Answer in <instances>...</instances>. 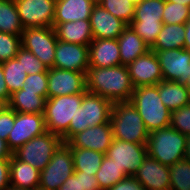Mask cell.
<instances>
[{
  "instance_id": "obj_1",
  "label": "cell",
  "mask_w": 190,
  "mask_h": 190,
  "mask_svg": "<svg viewBox=\"0 0 190 190\" xmlns=\"http://www.w3.org/2000/svg\"><path fill=\"white\" fill-rule=\"evenodd\" d=\"M87 92L114 102L130 101L134 86L127 66L89 67L86 72Z\"/></svg>"
},
{
  "instance_id": "obj_2",
  "label": "cell",
  "mask_w": 190,
  "mask_h": 190,
  "mask_svg": "<svg viewBox=\"0 0 190 190\" xmlns=\"http://www.w3.org/2000/svg\"><path fill=\"white\" fill-rule=\"evenodd\" d=\"M130 102L149 133L170 126L171 111L161 101L157 85L134 88Z\"/></svg>"
},
{
  "instance_id": "obj_3",
  "label": "cell",
  "mask_w": 190,
  "mask_h": 190,
  "mask_svg": "<svg viewBox=\"0 0 190 190\" xmlns=\"http://www.w3.org/2000/svg\"><path fill=\"white\" fill-rule=\"evenodd\" d=\"M110 123L114 139L147 144L149 132L140 114L130 101L113 103Z\"/></svg>"
},
{
  "instance_id": "obj_4",
  "label": "cell",
  "mask_w": 190,
  "mask_h": 190,
  "mask_svg": "<svg viewBox=\"0 0 190 190\" xmlns=\"http://www.w3.org/2000/svg\"><path fill=\"white\" fill-rule=\"evenodd\" d=\"M112 105L113 103L104 97L86 92L68 131L61 137L63 143H67L75 134L89 127L109 123Z\"/></svg>"
},
{
  "instance_id": "obj_5",
  "label": "cell",
  "mask_w": 190,
  "mask_h": 190,
  "mask_svg": "<svg viewBox=\"0 0 190 190\" xmlns=\"http://www.w3.org/2000/svg\"><path fill=\"white\" fill-rule=\"evenodd\" d=\"M187 136L171 126L149 133L148 155L165 166H172L185 158Z\"/></svg>"
},
{
  "instance_id": "obj_6",
  "label": "cell",
  "mask_w": 190,
  "mask_h": 190,
  "mask_svg": "<svg viewBox=\"0 0 190 190\" xmlns=\"http://www.w3.org/2000/svg\"><path fill=\"white\" fill-rule=\"evenodd\" d=\"M85 93L47 98L44 110L46 130L62 137L74 120Z\"/></svg>"
},
{
  "instance_id": "obj_7",
  "label": "cell",
  "mask_w": 190,
  "mask_h": 190,
  "mask_svg": "<svg viewBox=\"0 0 190 190\" xmlns=\"http://www.w3.org/2000/svg\"><path fill=\"white\" fill-rule=\"evenodd\" d=\"M164 6L165 0H143L135 6V15L129 25L149 48L154 45L163 27Z\"/></svg>"
},
{
  "instance_id": "obj_8",
  "label": "cell",
  "mask_w": 190,
  "mask_h": 190,
  "mask_svg": "<svg viewBox=\"0 0 190 190\" xmlns=\"http://www.w3.org/2000/svg\"><path fill=\"white\" fill-rule=\"evenodd\" d=\"M63 143L61 137L46 131L26 142L13 155L41 171L51 160L55 151Z\"/></svg>"
},
{
  "instance_id": "obj_9",
  "label": "cell",
  "mask_w": 190,
  "mask_h": 190,
  "mask_svg": "<svg viewBox=\"0 0 190 190\" xmlns=\"http://www.w3.org/2000/svg\"><path fill=\"white\" fill-rule=\"evenodd\" d=\"M74 171L71 147L67 143H62L46 167L40 171L38 189L58 190Z\"/></svg>"
},
{
  "instance_id": "obj_10",
  "label": "cell",
  "mask_w": 190,
  "mask_h": 190,
  "mask_svg": "<svg viewBox=\"0 0 190 190\" xmlns=\"http://www.w3.org/2000/svg\"><path fill=\"white\" fill-rule=\"evenodd\" d=\"M57 40L53 27L26 28L21 35L22 47L35 55L47 69L53 68Z\"/></svg>"
},
{
  "instance_id": "obj_11",
  "label": "cell",
  "mask_w": 190,
  "mask_h": 190,
  "mask_svg": "<svg viewBox=\"0 0 190 190\" xmlns=\"http://www.w3.org/2000/svg\"><path fill=\"white\" fill-rule=\"evenodd\" d=\"M148 155L147 144L113 139L105 156L112 158L127 176H133Z\"/></svg>"
},
{
  "instance_id": "obj_12",
  "label": "cell",
  "mask_w": 190,
  "mask_h": 190,
  "mask_svg": "<svg viewBox=\"0 0 190 190\" xmlns=\"http://www.w3.org/2000/svg\"><path fill=\"white\" fill-rule=\"evenodd\" d=\"M15 4L24 29L53 27L56 0H17Z\"/></svg>"
},
{
  "instance_id": "obj_13",
  "label": "cell",
  "mask_w": 190,
  "mask_h": 190,
  "mask_svg": "<svg viewBox=\"0 0 190 190\" xmlns=\"http://www.w3.org/2000/svg\"><path fill=\"white\" fill-rule=\"evenodd\" d=\"M46 131L43 114L21 113L15 111L14 127L7 139L8 147L13 153L32 138Z\"/></svg>"
},
{
  "instance_id": "obj_14",
  "label": "cell",
  "mask_w": 190,
  "mask_h": 190,
  "mask_svg": "<svg viewBox=\"0 0 190 190\" xmlns=\"http://www.w3.org/2000/svg\"><path fill=\"white\" fill-rule=\"evenodd\" d=\"M86 72L48 69L47 98L86 93Z\"/></svg>"
},
{
  "instance_id": "obj_15",
  "label": "cell",
  "mask_w": 190,
  "mask_h": 190,
  "mask_svg": "<svg viewBox=\"0 0 190 190\" xmlns=\"http://www.w3.org/2000/svg\"><path fill=\"white\" fill-rule=\"evenodd\" d=\"M163 80L184 83L190 77V51L185 48L154 51Z\"/></svg>"
},
{
  "instance_id": "obj_16",
  "label": "cell",
  "mask_w": 190,
  "mask_h": 190,
  "mask_svg": "<svg viewBox=\"0 0 190 190\" xmlns=\"http://www.w3.org/2000/svg\"><path fill=\"white\" fill-rule=\"evenodd\" d=\"M53 67L75 72H87L89 68V47L58 39Z\"/></svg>"
},
{
  "instance_id": "obj_17",
  "label": "cell",
  "mask_w": 190,
  "mask_h": 190,
  "mask_svg": "<svg viewBox=\"0 0 190 190\" xmlns=\"http://www.w3.org/2000/svg\"><path fill=\"white\" fill-rule=\"evenodd\" d=\"M130 80L134 88L139 86L157 85L163 80L161 67L156 53L151 49L136 58L128 66Z\"/></svg>"
},
{
  "instance_id": "obj_18",
  "label": "cell",
  "mask_w": 190,
  "mask_h": 190,
  "mask_svg": "<svg viewBox=\"0 0 190 190\" xmlns=\"http://www.w3.org/2000/svg\"><path fill=\"white\" fill-rule=\"evenodd\" d=\"M111 123L95 125L75 134L67 144L70 147L91 149L96 152L106 153L113 141Z\"/></svg>"
},
{
  "instance_id": "obj_19",
  "label": "cell",
  "mask_w": 190,
  "mask_h": 190,
  "mask_svg": "<svg viewBox=\"0 0 190 190\" xmlns=\"http://www.w3.org/2000/svg\"><path fill=\"white\" fill-rule=\"evenodd\" d=\"M133 177L146 190H170L169 166L161 164L149 155L146 156Z\"/></svg>"
},
{
  "instance_id": "obj_20",
  "label": "cell",
  "mask_w": 190,
  "mask_h": 190,
  "mask_svg": "<svg viewBox=\"0 0 190 190\" xmlns=\"http://www.w3.org/2000/svg\"><path fill=\"white\" fill-rule=\"evenodd\" d=\"M93 39H117L128 26L124 21L113 16L99 4H95L90 15Z\"/></svg>"
},
{
  "instance_id": "obj_21",
  "label": "cell",
  "mask_w": 190,
  "mask_h": 190,
  "mask_svg": "<svg viewBox=\"0 0 190 190\" xmlns=\"http://www.w3.org/2000/svg\"><path fill=\"white\" fill-rule=\"evenodd\" d=\"M121 65L117 39H93L89 45V67H114Z\"/></svg>"
},
{
  "instance_id": "obj_22",
  "label": "cell",
  "mask_w": 190,
  "mask_h": 190,
  "mask_svg": "<svg viewBox=\"0 0 190 190\" xmlns=\"http://www.w3.org/2000/svg\"><path fill=\"white\" fill-rule=\"evenodd\" d=\"M94 5L90 0H56L54 24L90 20Z\"/></svg>"
},
{
  "instance_id": "obj_23",
  "label": "cell",
  "mask_w": 190,
  "mask_h": 190,
  "mask_svg": "<svg viewBox=\"0 0 190 190\" xmlns=\"http://www.w3.org/2000/svg\"><path fill=\"white\" fill-rule=\"evenodd\" d=\"M57 39L89 47L93 41L90 20H78L61 24H53Z\"/></svg>"
},
{
  "instance_id": "obj_24",
  "label": "cell",
  "mask_w": 190,
  "mask_h": 190,
  "mask_svg": "<svg viewBox=\"0 0 190 190\" xmlns=\"http://www.w3.org/2000/svg\"><path fill=\"white\" fill-rule=\"evenodd\" d=\"M40 182V171L17 159L10 158V185L21 189L37 190Z\"/></svg>"
},
{
  "instance_id": "obj_25",
  "label": "cell",
  "mask_w": 190,
  "mask_h": 190,
  "mask_svg": "<svg viewBox=\"0 0 190 190\" xmlns=\"http://www.w3.org/2000/svg\"><path fill=\"white\" fill-rule=\"evenodd\" d=\"M117 41L120 49L121 65L123 66H128L136 58L150 50L130 25L119 35Z\"/></svg>"
},
{
  "instance_id": "obj_26",
  "label": "cell",
  "mask_w": 190,
  "mask_h": 190,
  "mask_svg": "<svg viewBox=\"0 0 190 190\" xmlns=\"http://www.w3.org/2000/svg\"><path fill=\"white\" fill-rule=\"evenodd\" d=\"M157 86L161 101L171 112L190 104L189 92L184 83L162 80Z\"/></svg>"
},
{
  "instance_id": "obj_27",
  "label": "cell",
  "mask_w": 190,
  "mask_h": 190,
  "mask_svg": "<svg viewBox=\"0 0 190 190\" xmlns=\"http://www.w3.org/2000/svg\"><path fill=\"white\" fill-rule=\"evenodd\" d=\"M47 98L23 89L11 94L7 105L16 112L43 114Z\"/></svg>"
},
{
  "instance_id": "obj_28",
  "label": "cell",
  "mask_w": 190,
  "mask_h": 190,
  "mask_svg": "<svg viewBox=\"0 0 190 190\" xmlns=\"http://www.w3.org/2000/svg\"><path fill=\"white\" fill-rule=\"evenodd\" d=\"M185 24H163L152 51L184 48Z\"/></svg>"
},
{
  "instance_id": "obj_29",
  "label": "cell",
  "mask_w": 190,
  "mask_h": 190,
  "mask_svg": "<svg viewBox=\"0 0 190 190\" xmlns=\"http://www.w3.org/2000/svg\"><path fill=\"white\" fill-rule=\"evenodd\" d=\"M71 151L74 170L96 176L105 154L80 147H71Z\"/></svg>"
},
{
  "instance_id": "obj_30",
  "label": "cell",
  "mask_w": 190,
  "mask_h": 190,
  "mask_svg": "<svg viewBox=\"0 0 190 190\" xmlns=\"http://www.w3.org/2000/svg\"><path fill=\"white\" fill-rule=\"evenodd\" d=\"M23 30L15 1L0 0V32L21 36Z\"/></svg>"
},
{
  "instance_id": "obj_31",
  "label": "cell",
  "mask_w": 190,
  "mask_h": 190,
  "mask_svg": "<svg viewBox=\"0 0 190 190\" xmlns=\"http://www.w3.org/2000/svg\"><path fill=\"white\" fill-rule=\"evenodd\" d=\"M128 177L112 158L104 156L100 168L96 173L100 190H108L114 184Z\"/></svg>"
},
{
  "instance_id": "obj_32",
  "label": "cell",
  "mask_w": 190,
  "mask_h": 190,
  "mask_svg": "<svg viewBox=\"0 0 190 190\" xmlns=\"http://www.w3.org/2000/svg\"><path fill=\"white\" fill-rule=\"evenodd\" d=\"M2 69L4 72V80L9 91V94H13L15 91L21 90L27 77L26 71L22 67L16 58L9 59L2 62Z\"/></svg>"
},
{
  "instance_id": "obj_33",
  "label": "cell",
  "mask_w": 190,
  "mask_h": 190,
  "mask_svg": "<svg viewBox=\"0 0 190 190\" xmlns=\"http://www.w3.org/2000/svg\"><path fill=\"white\" fill-rule=\"evenodd\" d=\"M170 190H190V161L182 159L169 167Z\"/></svg>"
},
{
  "instance_id": "obj_34",
  "label": "cell",
  "mask_w": 190,
  "mask_h": 190,
  "mask_svg": "<svg viewBox=\"0 0 190 190\" xmlns=\"http://www.w3.org/2000/svg\"><path fill=\"white\" fill-rule=\"evenodd\" d=\"M100 6L129 25L135 15V5L130 0H100Z\"/></svg>"
},
{
  "instance_id": "obj_35",
  "label": "cell",
  "mask_w": 190,
  "mask_h": 190,
  "mask_svg": "<svg viewBox=\"0 0 190 190\" xmlns=\"http://www.w3.org/2000/svg\"><path fill=\"white\" fill-rule=\"evenodd\" d=\"M190 19V7L165 1L163 24H185Z\"/></svg>"
},
{
  "instance_id": "obj_36",
  "label": "cell",
  "mask_w": 190,
  "mask_h": 190,
  "mask_svg": "<svg viewBox=\"0 0 190 190\" xmlns=\"http://www.w3.org/2000/svg\"><path fill=\"white\" fill-rule=\"evenodd\" d=\"M21 47V36L0 32V63L15 58Z\"/></svg>"
},
{
  "instance_id": "obj_37",
  "label": "cell",
  "mask_w": 190,
  "mask_h": 190,
  "mask_svg": "<svg viewBox=\"0 0 190 190\" xmlns=\"http://www.w3.org/2000/svg\"><path fill=\"white\" fill-rule=\"evenodd\" d=\"M15 58L22 63V67L27 74L48 72L47 67L30 51L21 47Z\"/></svg>"
},
{
  "instance_id": "obj_38",
  "label": "cell",
  "mask_w": 190,
  "mask_h": 190,
  "mask_svg": "<svg viewBox=\"0 0 190 190\" xmlns=\"http://www.w3.org/2000/svg\"><path fill=\"white\" fill-rule=\"evenodd\" d=\"M170 126L183 135H190V104L171 112Z\"/></svg>"
},
{
  "instance_id": "obj_39",
  "label": "cell",
  "mask_w": 190,
  "mask_h": 190,
  "mask_svg": "<svg viewBox=\"0 0 190 190\" xmlns=\"http://www.w3.org/2000/svg\"><path fill=\"white\" fill-rule=\"evenodd\" d=\"M48 72L28 74L25 78L23 90L37 92V95L47 98Z\"/></svg>"
},
{
  "instance_id": "obj_40",
  "label": "cell",
  "mask_w": 190,
  "mask_h": 190,
  "mask_svg": "<svg viewBox=\"0 0 190 190\" xmlns=\"http://www.w3.org/2000/svg\"><path fill=\"white\" fill-rule=\"evenodd\" d=\"M15 111L7 104L0 110V138L7 141L9 133L14 127Z\"/></svg>"
},
{
  "instance_id": "obj_41",
  "label": "cell",
  "mask_w": 190,
  "mask_h": 190,
  "mask_svg": "<svg viewBox=\"0 0 190 190\" xmlns=\"http://www.w3.org/2000/svg\"><path fill=\"white\" fill-rule=\"evenodd\" d=\"M80 177L81 190H100L98 180L95 175L86 172L74 171Z\"/></svg>"
},
{
  "instance_id": "obj_42",
  "label": "cell",
  "mask_w": 190,
  "mask_h": 190,
  "mask_svg": "<svg viewBox=\"0 0 190 190\" xmlns=\"http://www.w3.org/2000/svg\"><path fill=\"white\" fill-rule=\"evenodd\" d=\"M108 190H146L133 176H128L117 182Z\"/></svg>"
},
{
  "instance_id": "obj_43",
  "label": "cell",
  "mask_w": 190,
  "mask_h": 190,
  "mask_svg": "<svg viewBox=\"0 0 190 190\" xmlns=\"http://www.w3.org/2000/svg\"><path fill=\"white\" fill-rule=\"evenodd\" d=\"M10 186V159H0V190Z\"/></svg>"
},
{
  "instance_id": "obj_44",
  "label": "cell",
  "mask_w": 190,
  "mask_h": 190,
  "mask_svg": "<svg viewBox=\"0 0 190 190\" xmlns=\"http://www.w3.org/2000/svg\"><path fill=\"white\" fill-rule=\"evenodd\" d=\"M58 190H81L80 177L74 173L62 183Z\"/></svg>"
},
{
  "instance_id": "obj_45",
  "label": "cell",
  "mask_w": 190,
  "mask_h": 190,
  "mask_svg": "<svg viewBox=\"0 0 190 190\" xmlns=\"http://www.w3.org/2000/svg\"><path fill=\"white\" fill-rule=\"evenodd\" d=\"M11 95L7 89L5 80H4V72L2 69V63H0V99L3 100L6 104L10 101Z\"/></svg>"
},
{
  "instance_id": "obj_46",
  "label": "cell",
  "mask_w": 190,
  "mask_h": 190,
  "mask_svg": "<svg viewBox=\"0 0 190 190\" xmlns=\"http://www.w3.org/2000/svg\"><path fill=\"white\" fill-rule=\"evenodd\" d=\"M13 153L9 149L7 141L0 138V159H10Z\"/></svg>"
},
{
  "instance_id": "obj_47",
  "label": "cell",
  "mask_w": 190,
  "mask_h": 190,
  "mask_svg": "<svg viewBox=\"0 0 190 190\" xmlns=\"http://www.w3.org/2000/svg\"><path fill=\"white\" fill-rule=\"evenodd\" d=\"M184 48L190 51V19L185 23Z\"/></svg>"
},
{
  "instance_id": "obj_48",
  "label": "cell",
  "mask_w": 190,
  "mask_h": 190,
  "mask_svg": "<svg viewBox=\"0 0 190 190\" xmlns=\"http://www.w3.org/2000/svg\"><path fill=\"white\" fill-rule=\"evenodd\" d=\"M185 159L190 161V135L187 136L186 140Z\"/></svg>"
},
{
  "instance_id": "obj_49",
  "label": "cell",
  "mask_w": 190,
  "mask_h": 190,
  "mask_svg": "<svg viewBox=\"0 0 190 190\" xmlns=\"http://www.w3.org/2000/svg\"><path fill=\"white\" fill-rule=\"evenodd\" d=\"M165 1H168V2H173V3H178L179 5L183 4L185 6H188L190 7V0H165Z\"/></svg>"
},
{
  "instance_id": "obj_50",
  "label": "cell",
  "mask_w": 190,
  "mask_h": 190,
  "mask_svg": "<svg viewBox=\"0 0 190 190\" xmlns=\"http://www.w3.org/2000/svg\"><path fill=\"white\" fill-rule=\"evenodd\" d=\"M184 84L189 92V97H190V77L184 82Z\"/></svg>"
},
{
  "instance_id": "obj_51",
  "label": "cell",
  "mask_w": 190,
  "mask_h": 190,
  "mask_svg": "<svg viewBox=\"0 0 190 190\" xmlns=\"http://www.w3.org/2000/svg\"><path fill=\"white\" fill-rule=\"evenodd\" d=\"M6 190H32V189H21V188H16L10 185Z\"/></svg>"
},
{
  "instance_id": "obj_52",
  "label": "cell",
  "mask_w": 190,
  "mask_h": 190,
  "mask_svg": "<svg viewBox=\"0 0 190 190\" xmlns=\"http://www.w3.org/2000/svg\"><path fill=\"white\" fill-rule=\"evenodd\" d=\"M143 0H130L131 3H133L135 6H137L139 3H141Z\"/></svg>"
},
{
  "instance_id": "obj_53",
  "label": "cell",
  "mask_w": 190,
  "mask_h": 190,
  "mask_svg": "<svg viewBox=\"0 0 190 190\" xmlns=\"http://www.w3.org/2000/svg\"><path fill=\"white\" fill-rule=\"evenodd\" d=\"M6 105V103L0 99V110Z\"/></svg>"
},
{
  "instance_id": "obj_54",
  "label": "cell",
  "mask_w": 190,
  "mask_h": 190,
  "mask_svg": "<svg viewBox=\"0 0 190 190\" xmlns=\"http://www.w3.org/2000/svg\"><path fill=\"white\" fill-rule=\"evenodd\" d=\"M90 1L94 2L95 4H98V2H99L100 0H90Z\"/></svg>"
}]
</instances>
